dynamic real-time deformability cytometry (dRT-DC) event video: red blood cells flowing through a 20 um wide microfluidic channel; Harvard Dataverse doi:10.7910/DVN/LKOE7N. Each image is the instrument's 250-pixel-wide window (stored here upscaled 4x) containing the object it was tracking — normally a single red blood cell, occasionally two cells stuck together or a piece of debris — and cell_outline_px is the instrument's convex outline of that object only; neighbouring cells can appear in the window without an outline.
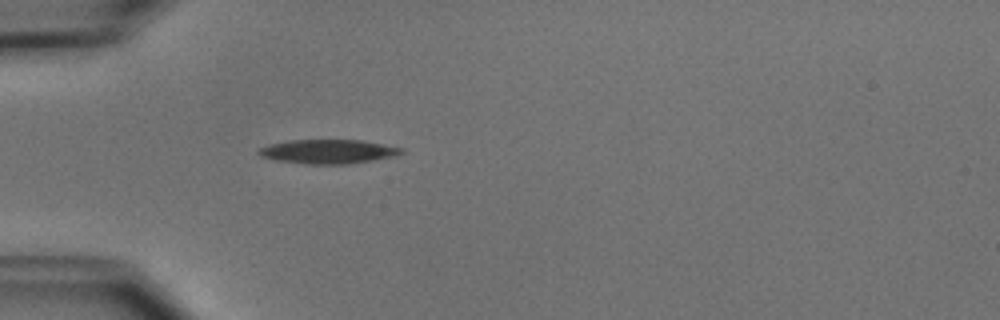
{"species": "common noctule bat (a hibernating species)", "species_latin": "Nyctalus noctula", "temperature_condition": "cold", "stored_images_in_passage": 1, "camera_frame_rate_fps": 3000, "um_per_image_px": 0.085, "animal": {"sex": "male", "body_mass_g": 15.6}, "frame": {"image": 1, "passage_image": 1, "time_ms": 0.0, "image_size_px": [1000, 320], "cell_outline_px": [[404, 152], [396, 156], [348, 164], [304, 164], [276, 160], [260, 156], [256, 152], [260, 148], [272, 144], [288, 140], [360, 140], [404, 148]], "centroid_in_image_um": [27.9, 12.88], "position_along_channel_um": 57.1, "area_um2": 20.0}}